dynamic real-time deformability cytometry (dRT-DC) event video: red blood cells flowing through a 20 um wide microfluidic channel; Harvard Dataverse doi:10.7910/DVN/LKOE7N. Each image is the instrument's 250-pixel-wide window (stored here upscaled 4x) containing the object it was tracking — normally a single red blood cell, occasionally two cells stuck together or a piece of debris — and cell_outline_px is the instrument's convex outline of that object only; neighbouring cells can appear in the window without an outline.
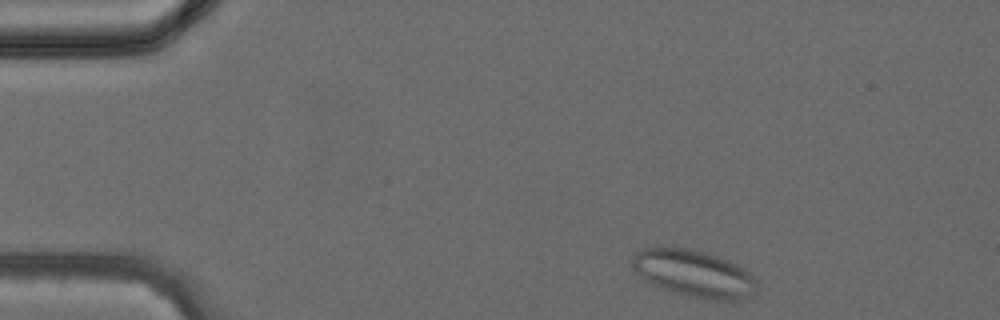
{"species": "common noctule bat (a hibernating species)", "species_latin": "Nyctalus noctula", "temperature_condition": "cold", "stored_images_in_passage": 34, "camera_frame_rate_fps": 3000, "um_per_image_px": 0.085, "animal": {"sex": "female", "body_mass_g": 24.6, "forearm_length_mm": 56.2}, "frame": {"image": 1, "passage_image": 1, "time_ms": 0.0, "image_size_px": [1000, 320], "cell_outline_px": [[756, 292], [740, 300], [704, 300], [672, 292], [652, 284], [644, 280], [632, 264], [632, 256], [636, 252], [644, 248], [684, 248], [704, 252], [728, 260], [744, 268], [756, 280]], "centroid_in_image_um": [59.0, 23.27], "position_along_channel_um": 26.0, "area_um2": 33.93}}
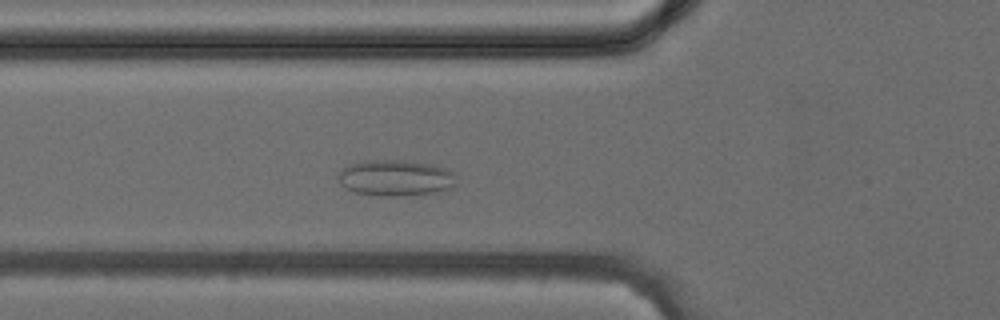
{"frame": {"image": 2, "passage_image": 9, "time_ms": 2.667, "image_size_px": [1000, 320], "cell_outline_px": [[456, 184], [452, 188], [440, 192], [412, 196], [388, 196], [356, 192], [340, 184], [336, 176], [348, 164], [364, 160], [404, 160], [428, 164], [448, 168], [456, 176]], "centroid_in_image_um": [33.67, 15.12], "position_along_channel_um": 92.1, "area_um2": 25.14}}
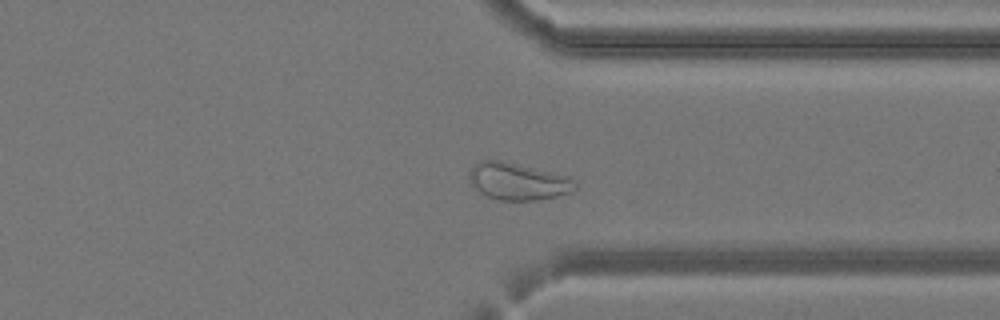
{"frame": {"image": 3, "passage_image": 25, "time_ms": 8.0, "image_size_px": [1000, 320], "cell_outline_px": [[576, 188], [572, 192], [556, 196], [536, 200], [500, 200], [488, 196], [480, 192], [472, 184], [468, 176], [468, 172], [480, 160], [500, 160], [568, 176], [576, 184]], "centroid_in_image_um": [44.01, 15.42], "position_along_channel_um": 367.4, "area_um2": 22.54}}